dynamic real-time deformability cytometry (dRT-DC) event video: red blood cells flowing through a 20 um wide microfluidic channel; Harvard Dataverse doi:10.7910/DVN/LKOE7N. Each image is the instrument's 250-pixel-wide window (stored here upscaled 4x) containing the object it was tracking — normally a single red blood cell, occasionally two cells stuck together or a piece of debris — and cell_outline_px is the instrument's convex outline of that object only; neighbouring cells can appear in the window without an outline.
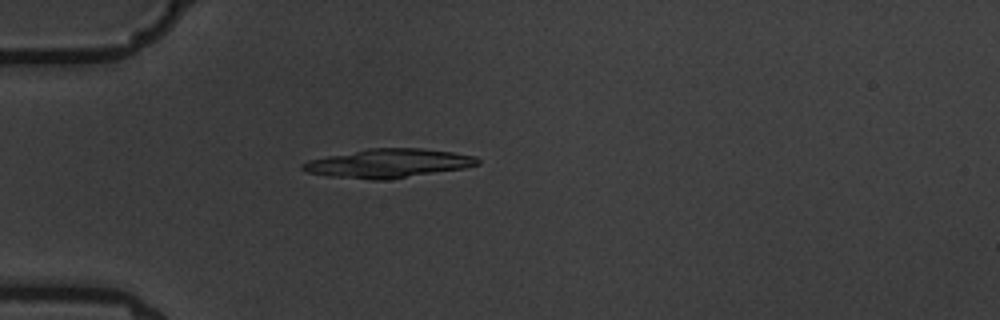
{"species": "common noctule bat (a hibernating species)", "species_latin": "Nyctalus noctula", "temperature_condition": "warm", "stored_images_in_passage": 3, "camera_frame_rate_fps": 3000, "um_per_image_px": 0.085, "animal": {"sex": "male", "body_mass_g": 19.5, "forearm_length_mm": 54.6}, "frame": {"image": 1, "passage_image": 3, "time_ms": 2.333, "image_size_px": [1000, 320], "cell_outline_px": [[480, 164], [464, 168], [388, 180], [372, 180], [328, 176], [308, 172], [300, 168], [300, 164], [308, 160], [368, 148], [420, 148], [452, 152], [476, 156], [480, 160]], "centroid_in_image_um": [33.01, 13.89], "position_along_channel_um": 52.0, "area_um2": 29.42}}